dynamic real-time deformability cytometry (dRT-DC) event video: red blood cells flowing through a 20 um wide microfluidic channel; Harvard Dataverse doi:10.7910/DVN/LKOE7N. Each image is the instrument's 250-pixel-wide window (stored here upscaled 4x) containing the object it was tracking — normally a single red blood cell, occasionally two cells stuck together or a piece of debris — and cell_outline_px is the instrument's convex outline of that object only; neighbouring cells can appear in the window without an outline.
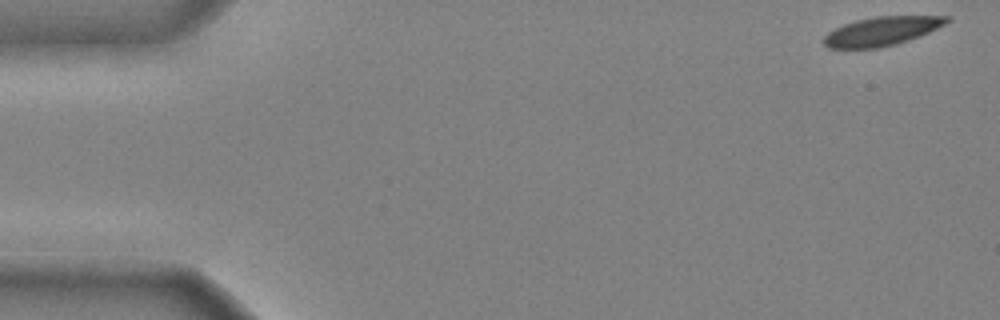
{"species": "common noctule bat (a hibernating species)", "species_latin": "Nyctalus noctula", "temperature_condition": "cold", "stored_images_in_passage": 42, "camera_frame_rate_fps": 3000, "um_per_image_px": 0.085, "animal": {"sex": "male", "body_mass_g": 20.4}, "frame": {"image": 1, "passage_image": 1, "time_ms": 0.0, "image_size_px": [1000, 320], "cell_outline_px": [[952, 20], [920, 36], [896, 44], [876, 48], [828, 48], [824, 44], [824, 36], [828, 32], [844, 24], [856, 20], [876, 16], [948, 16]], "centroid_in_image_um": [74.94, 2.65], "position_along_channel_um": 10.1, "area_um2": 20.46}}
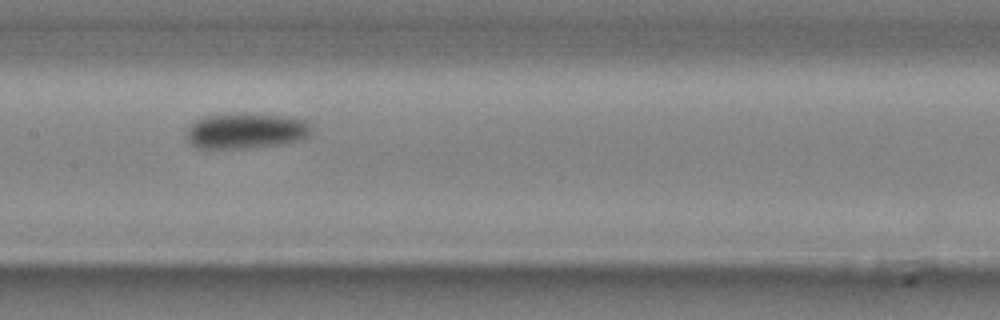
{"frame": {"image": 2, "passage_image": 24, "time_ms": 7.667, "image_size_px": [1000, 320], "cell_outline_px": [[312, 132], [308, 136], [300, 140], [280, 144], [248, 148], [200, 148], [192, 144], [184, 136], [184, 132], [196, 120], [204, 116], [232, 112], [244, 112], [288, 116], [304, 120], [308, 124]], "centroid_in_image_um": [20.87, 11.09], "position_along_channel_um": 186.5, "area_um2": 26.36}}
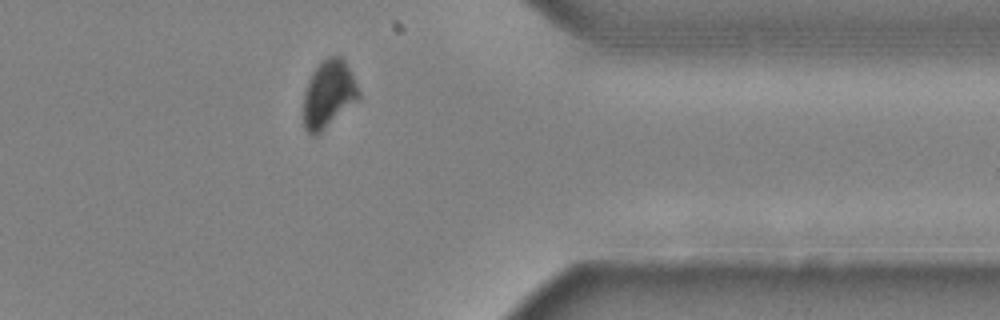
{"frame": {"image": 3, "passage_image": 40, "time_ms": 13.0, "image_size_px": [1000, 320], "cell_outline_px": [[360, 100], [316, 136], [312, 136], [304, 128], [304, 92], [308, 80], [312, 72], [328, 56], [340, 56], [344, 60], [360, 92]], "centroid_in_image_um": [27.93, 8.04], "position_along_channel_um": 383.5, "area_um2": 21.68}, "authors_computed_cell_mechanics": {"area_um2": 24.1026, "velocity_mm_per_s": 3.9309, "shape_relaxation_time_tau1_ms": 2.6278, "shape_relaxation_time_tau2_ms": null, "deformation_change_tau1": 0.1247, "deformation_change_tau2": null}}